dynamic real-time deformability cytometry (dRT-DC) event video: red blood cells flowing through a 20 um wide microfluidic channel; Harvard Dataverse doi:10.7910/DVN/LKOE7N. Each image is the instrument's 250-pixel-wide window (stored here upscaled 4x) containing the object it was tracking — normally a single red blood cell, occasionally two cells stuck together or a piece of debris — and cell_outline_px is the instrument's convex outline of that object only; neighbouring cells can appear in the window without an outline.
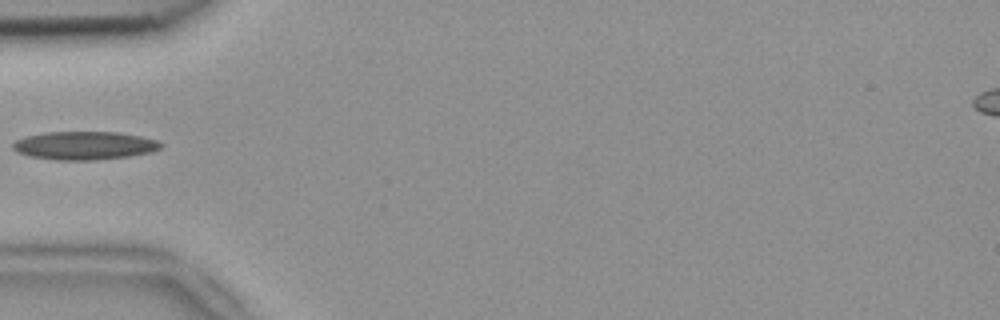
{"species": "common noctule bat (a hibernating species)", "species_latin": "Nyctalus noctula", "temperature_condition": "room temperature", "stored_images_in_passage": 36, "camera_frame_rate_fps": 3000, "um_per_image_px": 0.085, "animal": {"sex": "female", "body_mass_g": 18.4}, "frame": {"image": 1, "passage_image": 1, "time_ms": 0.0, "image_size_px": [1000, 320], "cell_outline_px": [[164, 144], [160, 148], [152, 152], [128, 156], [96, 160], [56, 160], [32, 156], [16, 152], [12, 148], [12, 144], [16, 140], [24, 136], [44, 132], [116, 132], [140, 136], [156, 140]], "centroid_in_image_um": [7.16, 12.37], "position_along_channel_um": 77.8, "area_um2": 24.39}}
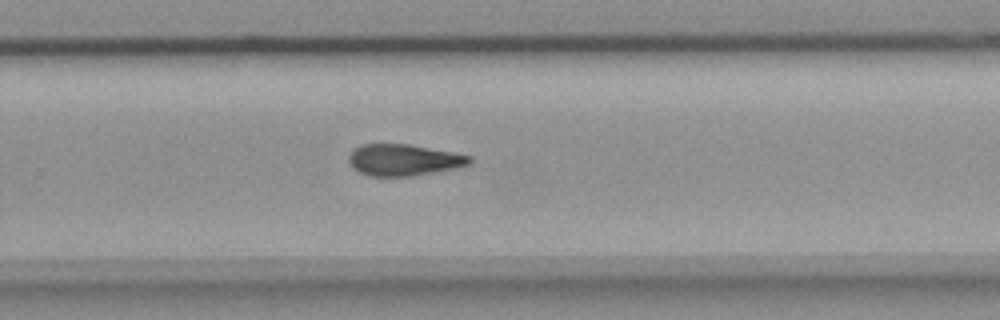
{"frame": {"image": 2, "passage_image": 18, "time_ms": 5.667, "image_size_px": [1000, 320], "cell_outline_px": [[472, 164], [460, 168], [412, 176], [372, 176], [360, 172], [348, 160], [348, 156], [352, 148], [360, 144], [408, 144], [452, 152], [472, 156]], "centroid_in_image_um": [34.36, 13.59], "position_along_channel_um": 295.4, "area_um2": 22.31}}
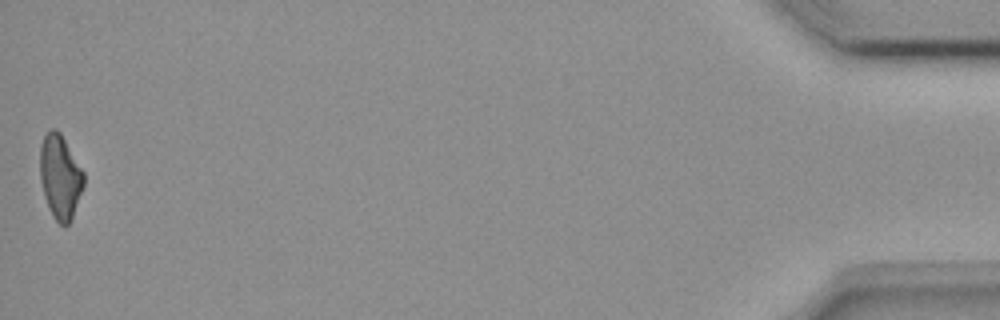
{"frame": {"image": 3, "passage_image": 36, "time_ms": 11.667, "image_size_px": [1000, 320], "cell_outline_px": [[84, 184], [72, 220], [64, 228], [52, 216], [44, 196], [40, 180], [40, 148], [44, 136], [52, 128], [56, 128], [60, 132], [84, 172]], "centroid_in_image_um": [5.11, 15.05], "position_along_channel_um": 430.1, "area_um2": 21.5}}